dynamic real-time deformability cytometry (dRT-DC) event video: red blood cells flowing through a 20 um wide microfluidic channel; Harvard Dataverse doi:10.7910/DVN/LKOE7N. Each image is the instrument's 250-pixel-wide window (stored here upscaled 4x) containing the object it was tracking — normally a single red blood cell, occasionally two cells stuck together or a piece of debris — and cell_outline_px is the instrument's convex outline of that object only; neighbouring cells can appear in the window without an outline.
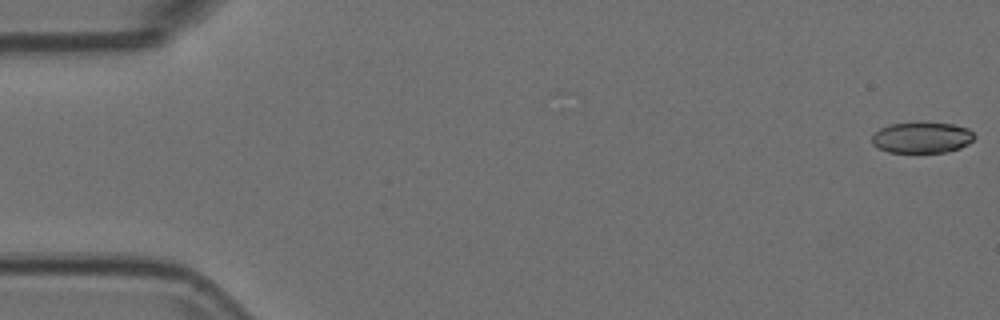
{"species": "Egyptian fruit bat (a non-hibernating species)", "species_latin": "Rousettus aegyptiacus", "temperature_condition": "room temperature", "stored_images_in_passage": 55, "camera_frame_rate_fps": 3000, "um_per_image_px": 0.085, "animal": {"sex": "female"}, "frame": {"image": 1, "passage_image": 1, "time_ms": 0.0, "image_size_px": [1000, 320], "cell_outline_px": [[976, 136], [968, 144], [960, 148], [948, 152], [888, 152], [872, 144], [872, 136], [880, 128], [892, 124], [916, 120], [952, 124], [968, 128]], "centroid_in_image_um": [78.37, 11.66], "position_along_channel_um": 6.6, "area_um2": 18.9}}
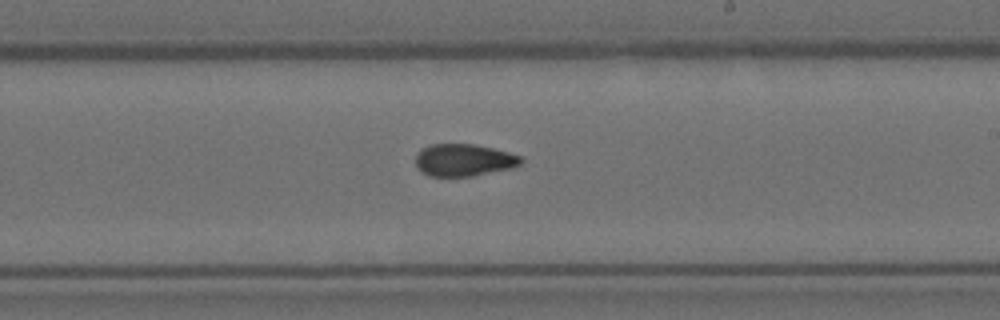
{"frame": {"image": 2, "passage_image": 32, "time_ms": 10.333, "image_size_px": [1000, 320], "cell_outline_px": [[524, 160], [520, 164], [512, 168], [472, 176], [428, 176], [420, 172], [416, 168], [416, 152], [420, 148], [432, 144], [476, 144], [508, 152], [520, 156]], "centroid_in_image_um": [39.38, 13.6], "position_along_channel_um": 249.6, "area_um2": 20.0}}
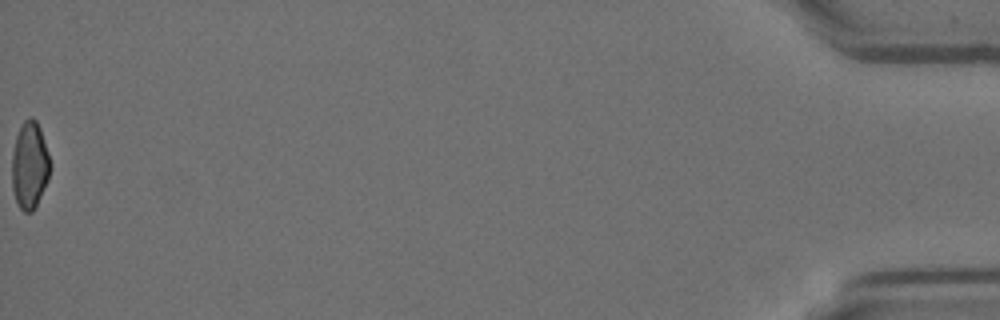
{"frame": {"image": 3, "passage_image": 55, "time_ms": 18.0, "image_size_px": [1000, 320], "cell_outline_px": [[52, 164], [48, 180], [32, 212], [24, 212], [20, 208], [16, 200], [12, 188], [12, 156], [16, 136], [24, 120], [28, 116], [32, 116], [36, 120], [40, 128]], "centroid_in_image_um": [2.53, 14.02], "position_along_channel_um": 432.7, "area_um2": 19.42}, "authors_computed_cell_mechanics": {"area_um2": 20.1722, "velocity_mm_per_s": 3.75, "shape_relaxation_time_tau1_ms": 10.2321, "shape_relaxation_time_tau2_ms": 3.3637, "deformation_change_tau1": 0.2345, "deformation_change_tau2": 0.0871}}